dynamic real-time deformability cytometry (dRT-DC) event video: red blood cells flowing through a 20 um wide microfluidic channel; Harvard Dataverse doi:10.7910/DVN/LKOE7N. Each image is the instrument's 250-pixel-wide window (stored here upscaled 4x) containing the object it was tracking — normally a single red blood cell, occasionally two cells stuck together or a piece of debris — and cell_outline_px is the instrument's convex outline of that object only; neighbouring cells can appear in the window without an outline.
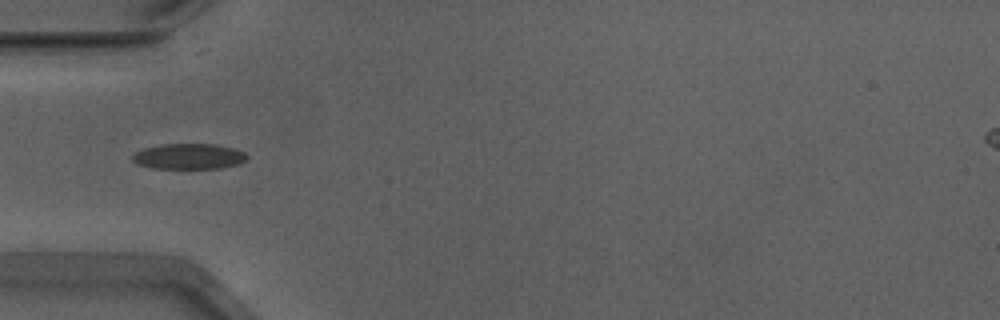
{"species": "Egyptian fruit bat (a non-hibernating species)", "species_latin": "Rousettus aegyptiacus", "temperature_condition": "warm", "stored_images_in_passage": 4, "camera_frame_rate_fps": 3000, "um_per_image_px": 0.085, "animal": {"sex": "male"}, "frame": {"image": 1, "passage_image": 2, "time_ms": 0.333, "image_size_px": [1000, 320], "cell_outline_px": [[248, 156], [240, 164], [220, 168], [152, 168], [140, 164], [132, 160], [132, 156], [136, 152], [144, 148], [164, 144], [216, 144], [232, 148], [244, 152]], "centroid_in_image_um": [16.07, 13.29], "position_along_channel_um": 68.9, "area_um2": 16.88}}